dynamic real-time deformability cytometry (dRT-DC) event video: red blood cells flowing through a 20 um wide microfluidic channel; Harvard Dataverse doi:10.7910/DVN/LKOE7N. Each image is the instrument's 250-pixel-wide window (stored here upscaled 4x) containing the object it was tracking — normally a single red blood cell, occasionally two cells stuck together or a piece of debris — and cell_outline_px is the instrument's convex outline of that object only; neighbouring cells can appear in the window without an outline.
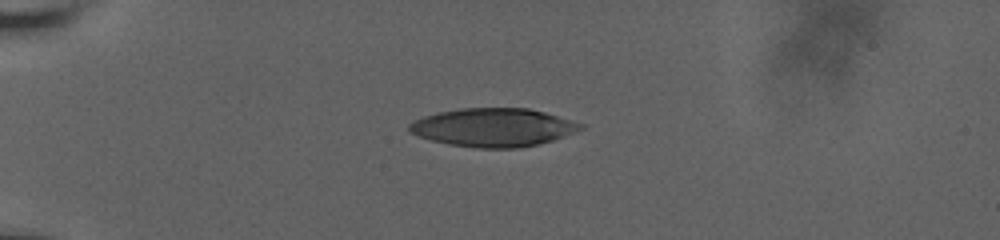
{"species": "human", "species_latin": "Homo sapiens", "temperature_condition": "room temperature", "stored_images_in_passage": 43, "camera_frame_rate_fps": 3000, "um_per_image_px": 0.085, "donor": {"sex": "male"}, "frame": {"image": 1, "passage_image": 1, "time_ms": 0.0, "image_size_px": [1000, 240], "cell_outline_px": [[584, 128], [576, 132], [552, 140], [520, 148], [476, 148], [448, 144], [432, 140], [408, 132], [408, 124], [424, 116], [436, 112], [460, 108], [528, 108], [544, 112], [584, 124]], "centroid_in_image_um": [41.91, 10.83], "position_along_channel_um": 43.1, "area_um2": 38.26}}
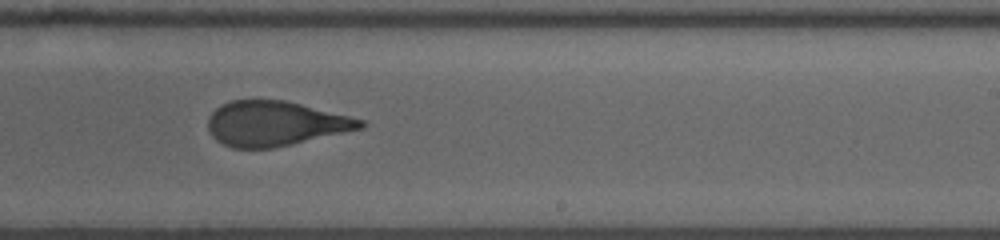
{"frame": {"image": 2, "passage_image": 23, "time_ms": 7.333, "image_size_px": [1000, 240], "cell_outline_px": [[368, 124], [364, 128], [292, 144], [272, 148], [232, 148], [216, 140], [212, 136], [208, 128], [208, 116], [220, 104], [232, 100], [284, 100], [364, 120]], "centroid_in_image_um": [23.37, 10.51], "position_along_channel_um": 265.6, "area_um2": 39.65}}
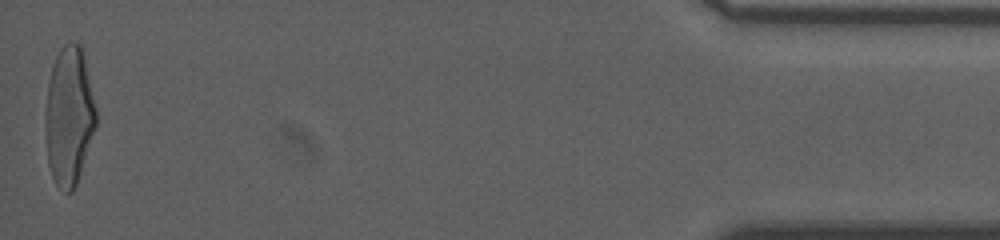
{"frame": {"image": 3, "passage_image": 43, "time_ms": 14.0, "image_size_px": [1000, 240], "cell_outline_px": [[96, 124], [76, 184], [72, 192], [64, 192], [56, 184], [52, 176], [48, 164], [44, 128], [44, 116], [48, 84], [52, 64], [60, 48], [68, 40], [80, 44], [96, 108]], "centroid_in_image_um": [5.83, 9.86], "position_along_channel_um": 429.4, "area_um2": 40.75}, "authors_computed_cell_mechanics": {"area_um2": 40.8068, "velocity_mm_per_s": 3.6764, "shape_relaxation_time_tau1_ms": 5.3563, "shape_relaxation_time_tau2_ms": 1.6666, "deformation_change_tau1": 0.2184, "deformation_change_tau2": 0.0937}}